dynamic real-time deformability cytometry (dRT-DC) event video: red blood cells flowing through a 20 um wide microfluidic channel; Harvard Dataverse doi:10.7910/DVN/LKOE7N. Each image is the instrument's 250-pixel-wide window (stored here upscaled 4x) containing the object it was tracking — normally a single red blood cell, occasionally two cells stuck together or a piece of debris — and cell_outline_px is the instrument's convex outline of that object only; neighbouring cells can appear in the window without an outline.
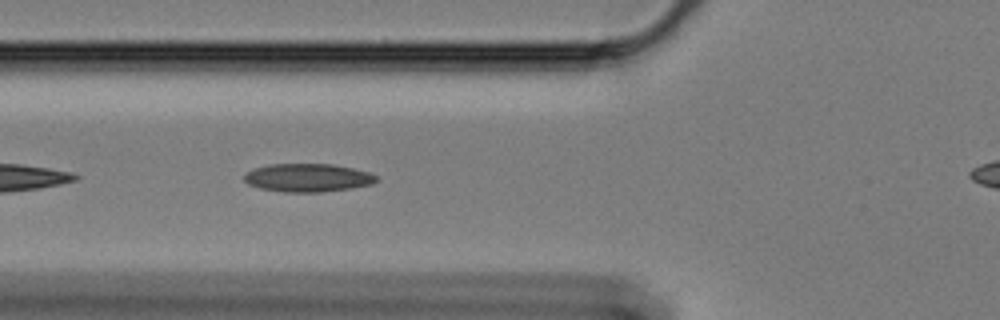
{"species": "Egyptian fruit bat (a non-hibernating species)", "species_latin": "Rousettus aegyptiacus", "temperature_condition": "cold", "stored_images_in_passage": 37, "camera_frame_rate_fps": 3000, "um_per_image_px": 0.085, "animal": {"sex": "female"}, "frame": {"image": 1, "passage_image": 5, "time_ms": 1.333, "image_size_px": [1000, 320], "cell_outline_px": [[376, 180], [372, 184], [352, 188], [320, 192], [284, 192], [260, 188], [248, 184], [244, 180], [244, 176], [252, 168], [268, 164], [332, 164], [352, 168], [368, 172], [376, 176]], "centroid_in_image_um": [26.13, 15.1], "position_along_channel_um": 99.7, "area_um2": 21.68}}
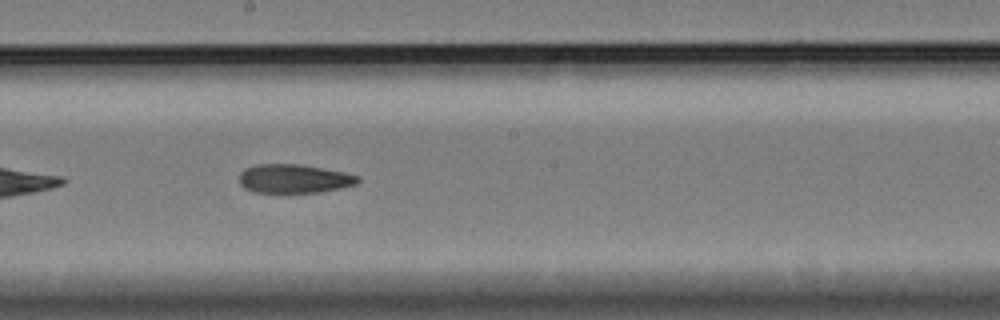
{"frame": {"image": 2, "passage_image": 16, "time_ms": 5.0, "image_size_px": [1000, 320], "cell_outline_px": [[360, 180], [356, 184], [340, 188], [320, 192], [252, 192], [244, 188], [240, 184], [240, 172], [244, 168], [256, 164], [300, 164], [344, 172], [360, 176]], "centroid_in_image_um": [24.98, 15.18], "position_along_channel_um": 223.2, "area_um2": 19.94}}
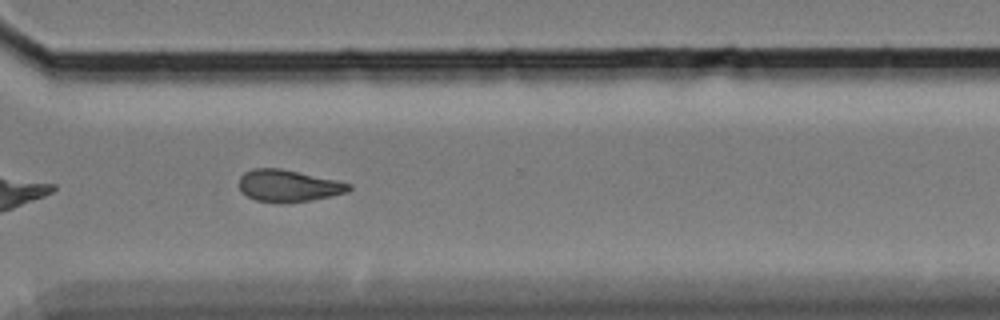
{"frame": {"image": 3, "passage_image": 27, "time_ms": 8.667, "image_size_px": [1000, 320], "cell_outline_px": [[352, 188], [348, 192], [312, 200], [280, 204], [256, 200], [240, 192], [240, 176], [244, 172], [252, 168], [280, 168], [336, 180], [352, 184]], "centroid_in_image_um": [24.5, 15.8], "position_along_channel_um": 346.1, "area_um2": 20.58}}